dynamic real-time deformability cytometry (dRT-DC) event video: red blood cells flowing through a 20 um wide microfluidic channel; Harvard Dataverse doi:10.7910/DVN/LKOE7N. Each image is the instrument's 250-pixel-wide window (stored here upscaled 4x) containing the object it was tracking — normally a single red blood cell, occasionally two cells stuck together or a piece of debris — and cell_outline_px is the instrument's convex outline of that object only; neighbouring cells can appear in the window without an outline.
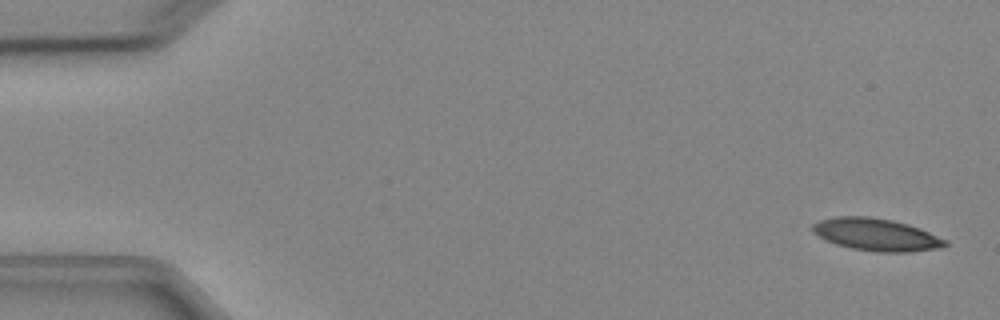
{"species": "Egyptian fruit bat (a non-hibernating species)", "species_latin": "Rousettus aegyptiacus", "temperature_condition": "cold", "stored_images_in_passage": 7, "camera_frame_rate_fps": 3000, "um_per_image_px": 0.085, "animal": {"sex": "female"}, "frame": {"image": 1, "passage_image": 1, "time_ms": 0.0, "image_size_px": [1000, 320], "cell_outline_px": [[948, 244], [944, 248], [908, 252], [876, 252], [852, 248], [836, 244], [812, 232], [812, 224], [820, 220], [836, 216], [868, 216], [892, 220], [908, 224], [920, 228], [948, 240]], "centroid_in_image_um": [74.53, 19.94], "position_along_channel_um": 10.5, "area_um2": 25.09}}
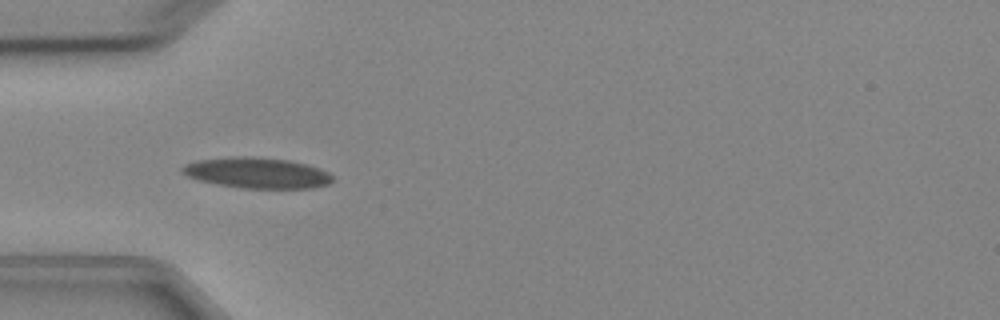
{"frame": {"image": 2, "passage_image": 4, "time_ms": 4.667, "image_size_px": [1000, 320], "cell_outline_px": [[332, 180], [328, 184], [312, 188], [244, 188], [216, 184], [196, 180], [180, 172], [180, 168], [184, 164], [196, 160], [232, 156], [252, 156], [288, 160], [308, 164], [320, 168], [328, 172], [332, 176]], "centroid_in_image_um": [21.8, 14.68], "position_along_channel_um": 63.2, "area_um2": 27.17}}
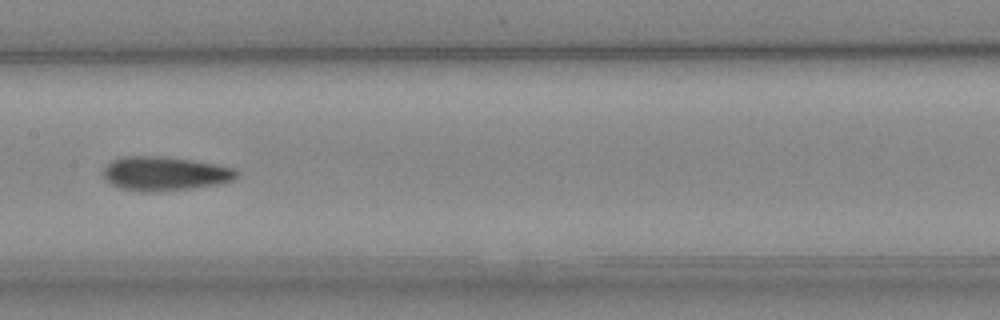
{"frame": {"image": 3, "passage_image": 7, "time_ms": 8.0, "image_size_px": [1000, 320], "cell_outline_px": [[240, 172], [232, 180], [216, 184], [192, 188], [152, 192], [140, 192], [120, 188], [112, 184], [104, 176], [104, 168], [112, 160], [124, 156], [160, 156], [192, 160], [216, 164], [232, 168]], "centroid_in_image_um": [13.99, 14.75], "position_along_channel_um": 193.4, "area_um2": 26.24}}